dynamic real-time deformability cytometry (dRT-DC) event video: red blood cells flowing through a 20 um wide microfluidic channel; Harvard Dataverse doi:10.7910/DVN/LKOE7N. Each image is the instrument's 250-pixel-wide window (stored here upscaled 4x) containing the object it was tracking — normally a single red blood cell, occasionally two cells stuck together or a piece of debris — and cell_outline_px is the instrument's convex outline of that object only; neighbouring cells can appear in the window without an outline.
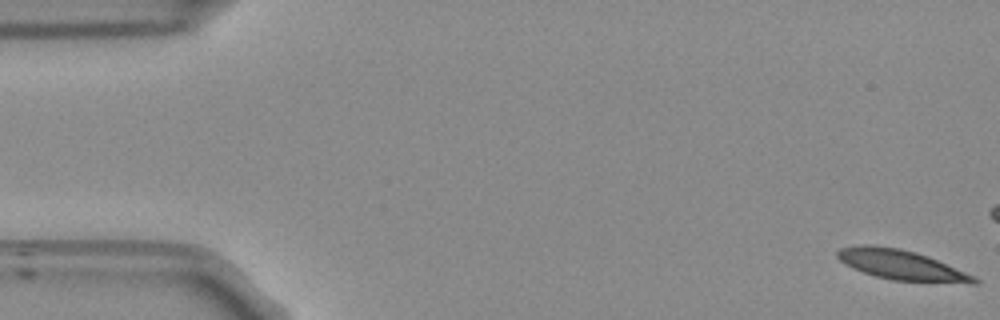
{"species": "Egyptian fruit bat (a non-hibernating species)", "species_latin": "Rousettus aegyptiacus", "temperature_condition": "room temperature", "stored_images_in_passage": 8, "camera_frame_rate_fps": 3000, "um_per_image_px": 0.085, "frame": {"image": 1, "passage_image": 1, "time_ms": 0.0, "image_size_px": [1000, 320], "cell_outline_px": [[980, 284], [972, 284], [892, 280], [876, 276], [852, 268], [844, 264], [836, 256], [836, 252], [840, 248], [864, 244], [868, 244], [900, 248], [916, 252], [928, 256], [964, 272], [980, 280]], "centroid_in_image_um": [76.6, 22.52], "position_along_channel_um": 8.4, "area_um2": 23.81}}